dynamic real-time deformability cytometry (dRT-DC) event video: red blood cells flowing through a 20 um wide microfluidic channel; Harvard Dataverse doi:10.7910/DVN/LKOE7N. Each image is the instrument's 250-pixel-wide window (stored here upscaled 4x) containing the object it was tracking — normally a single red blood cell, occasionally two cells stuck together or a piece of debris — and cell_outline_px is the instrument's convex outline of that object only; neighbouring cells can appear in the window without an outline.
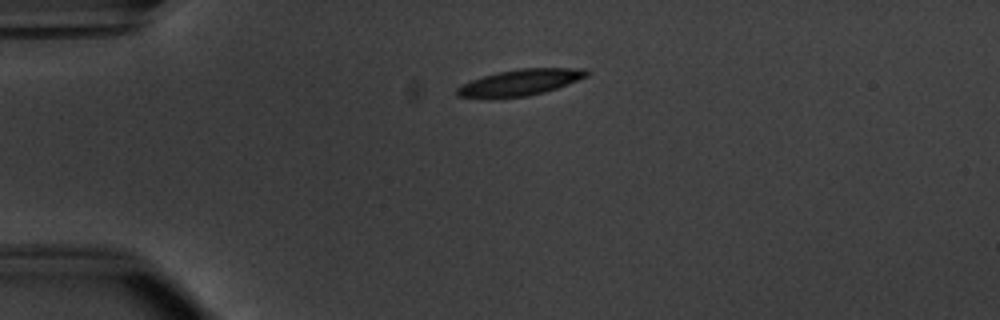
{"species": "common noctule bat (a hibernating species)", "species_latin": "Nyctalus noctula", "temperature_condition": "warm", "stored_images_in_passage": 41, "camera_frame_rate_fps": 3000, "um_per_image_px": 0.085, "animal": {"sex": "male", "body_mass_g": 20.1, "forearm_length_mm": 53.5}, "frame": {"image": 1, "passage_image": 1, "time_ms": 0.0, "image_size_px": [1000, 320], "cell_outline_px": [[588, 76], [568, 84], [544, 92], [528, 96], [488, 100], [456, 96], [456, 88], [472, 80], [484, 76], [500, 72], [520, 68], [584, 68], [588, 72]], "centroid_in_image_um": [44.16, 7.04], "position_along_channel_um": 40.8, "area_um2": 20.06}}
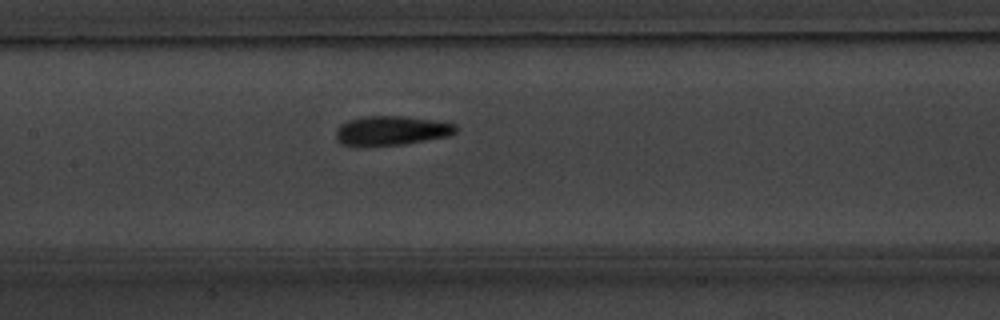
{"frame": {"image": 2, "passage_image": 14, "time_ms": 4.333, "image_size_px": [1000, 320], "cell_outline_px": [[460, 128], [456, 132], [448, 136], [404, 144], [356, 148], [340, 144], [336, 140], [336, 128], [340, 124], [348, 120], [360, 116], [404, 116], [436, 120], [456, 124]], "centroid_in_image_um": [33.21, 11.12], "position_along_channel_um": 174.2, "area_um2": 21.27}}
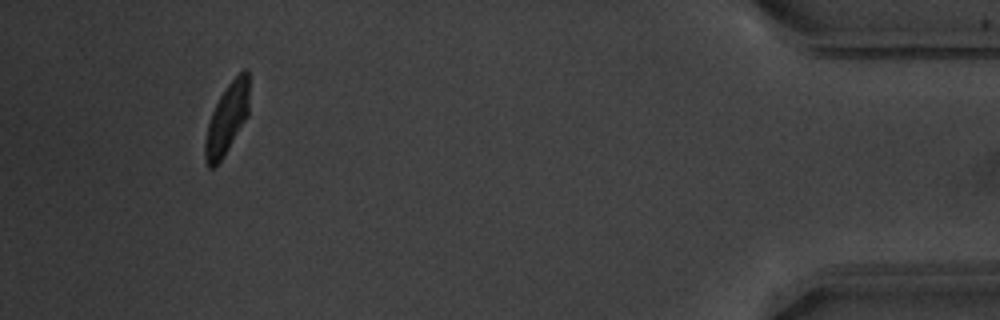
{"frame": {"image": 3, "passage_image": 38, "time_ms": 12.333, "image_size_px": [1000, 320], "cell_outline_px": [[248, 116], [224, 156], [212, 168], [208, 168], [204, 156], [204, 144], [208, 124], [212, 112], [220, 96], [228, 84], [244, 68], [248, 68]], "centroid_in_image_um": [19.29, 10.1], "position_along_channel_um": 415.9, "area_um2": 17.92}, "authors_computed_cell_mechanics": {"area_um2": 19.5942, "velocity_mm_per_s": 3.8033, "shape_relaxation_time_tau1_ms": 2.6403, "shape_relaxation_time_tau2_ms": 1.4082, "deformation_change_tau1": 0.1413, "deformation_change_tau2": 0.0781}}